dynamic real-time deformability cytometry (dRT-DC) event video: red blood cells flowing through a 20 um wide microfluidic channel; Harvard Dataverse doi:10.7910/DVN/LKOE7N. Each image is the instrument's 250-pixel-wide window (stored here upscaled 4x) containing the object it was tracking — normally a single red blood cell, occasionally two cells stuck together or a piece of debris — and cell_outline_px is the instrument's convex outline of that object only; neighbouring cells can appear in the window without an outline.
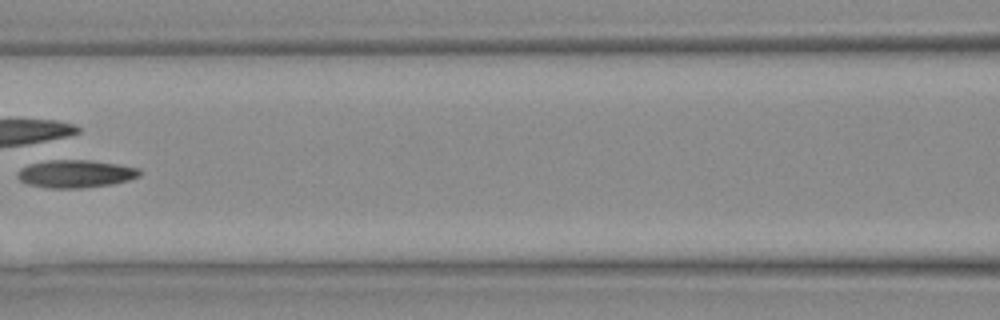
{"species": "Egyptian fruit bat (a non-hibernating species)", "species_latin": "Rousettus aegyptiacus", "temperature_condition": "warm", "stored_images_in_passage": 12, "camera_frame_rate_fps": 3000, "um_per_image_px": 0.085, "animal": {"sex": "female"}, "frame": {"image": 1, "passage_image": 6, "time_ms": 1.667, "image_size_px": [1000, 320], "cell_outline_px": [[140, 176], [128, 180], [112, 184], [80, 188], [48, 188], [28, 184], [20, 180], [16, 176], [20, 168], [28, 164], [48, 160], [88, 160], [116, 164], [140, 168]], "centroid_in_image_um": [6.4, 14.77], "position_along_channel_um": 160.2, "area_um2": 19.71}}